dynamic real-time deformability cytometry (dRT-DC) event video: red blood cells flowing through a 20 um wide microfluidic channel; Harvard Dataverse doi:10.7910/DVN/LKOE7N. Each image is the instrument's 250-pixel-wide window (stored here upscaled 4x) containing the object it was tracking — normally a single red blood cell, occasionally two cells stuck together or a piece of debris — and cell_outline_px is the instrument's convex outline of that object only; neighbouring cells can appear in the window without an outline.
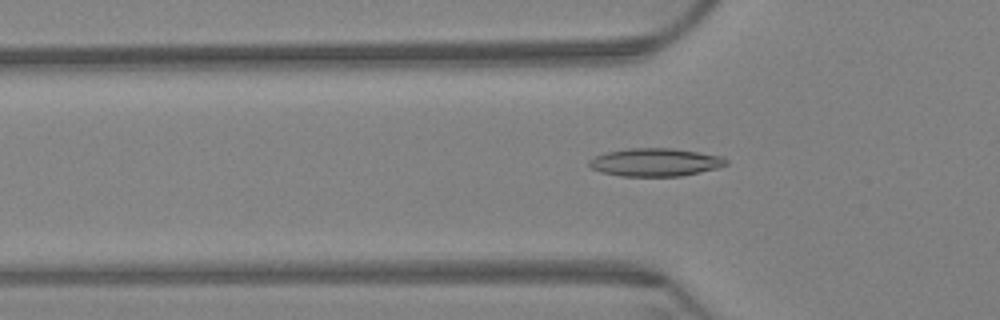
{"species": "Egyptian fruit bat (a non-hibernating species)", "species_latin": "Rousettus aegyptiacus", "temperature_condition": "warm", "stored_images_in_passage": 56, "camera_frame_rate_fps": 3000, "um_per_image_px": 0.085, "animal": {"sex": "female"}, "frame": {"image": 1, "passage_image": 14, "time_ms": 4.333, "image_size_px": [1000, 320], "cell_outline_px": [[728, 164], [716, 168], [680, 176], [620, 176], [600, 172], [592, 168], [588, 164], [588, 160], [592, 156], [608, 152], [628, 148], [672, 148], [724, 156], [728, 160]], "centroid_in_image_um": [55.67, 13.78], "position_along_channel_um": 70.1, "area_um2": 22.43}}
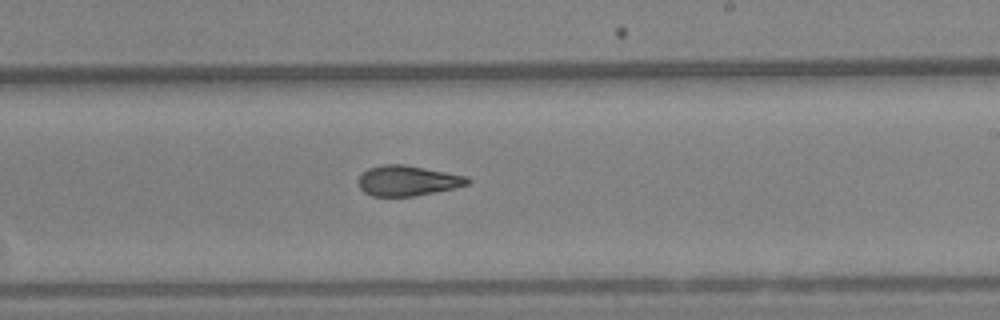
{"frame": {"image": 2, "passage_image": 31, "time_ms": 10.0, "image_size_px": [1000, 320], "cell_outline_px": [[472, 180], [468, 184], [452, 188], [412, 196], [372, 196], [364, 192], [360, 188], [360, 176], [368, 168], [384, 164], [404, 164], [468, 176]], "centroid_in_image_um": [34.66, 15.35], "position_along_channel_um": 254.3, "area_um2": 19.02}}
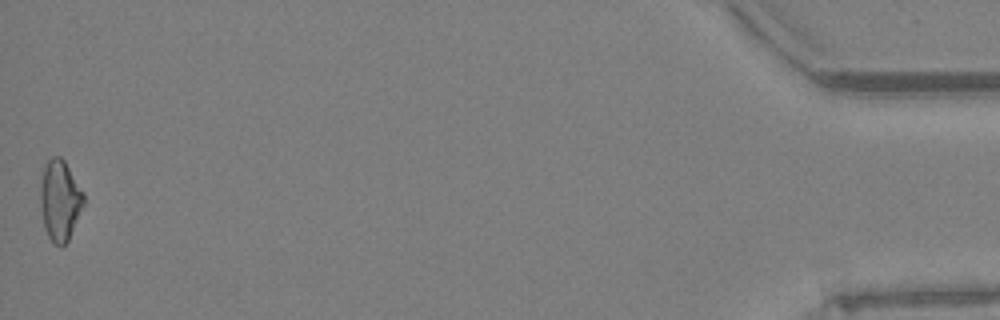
{"frame": {"image": 3, "passage_image": 56, "time_ms": 18.333, "image_size_px": [1000, 320], "cell_outline_px": [[84, 204], [68, 240], [64, 244], [52, 244], [44, 228], [40, 204], [40, 188], [44, 164], [52, 156], [60, 156], [64, 160], [84, 192]], "centroid_in_image_um": [5.08, 17.01], "position_along_channel_um": 430.1, "area_um2": 20.35}, "authors_computed_cell_mechanics": {"area_um2": 19.8254, "velocity_mm_per_s": 3.2691, "shape_relaxation_time_tau1_ms": null, "shape_relaxation_time_tau2_ms": 2.9168, "deformation_change_tau1": null, "deformation_change_tau2": 0.0959}}